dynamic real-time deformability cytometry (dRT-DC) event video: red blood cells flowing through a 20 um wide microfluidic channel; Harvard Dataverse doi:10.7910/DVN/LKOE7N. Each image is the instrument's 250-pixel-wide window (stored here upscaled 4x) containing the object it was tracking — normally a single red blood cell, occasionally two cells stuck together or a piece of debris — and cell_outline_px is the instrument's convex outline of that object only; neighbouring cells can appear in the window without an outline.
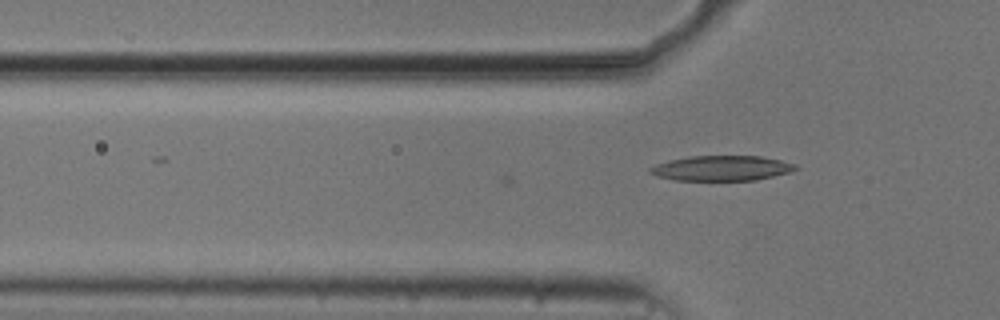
{"species": "common noctule bat (a hibernating species)", "species_latin": "Nyctalus noctula", "temperature_condition": "cold", "stored_images_in_passage": 15, "camera_frame_rate_fps": 3000, "um_per_image_px": 0.085, "animal": {"sex": "male", "body_mass_g": 20.5, "forearm_length_mm": 52.5}, "frame": {"image": 1, "passage_image": 15, "time_ms": 4.667, "image_size_px": [1000, 320], "cell_outline_px": [[800, 168], [788, 172], [756, 180], [676, 180], [656, 176], [648, 172], [648, 168], [656, 164], [668, 160], [688, 156], [760, 156], [780, 160], [796, 164]], "centroid_in_image_um": [61.3, 14.29], "position_along_channel_um": 64.5, "area_um2": 21.27}}